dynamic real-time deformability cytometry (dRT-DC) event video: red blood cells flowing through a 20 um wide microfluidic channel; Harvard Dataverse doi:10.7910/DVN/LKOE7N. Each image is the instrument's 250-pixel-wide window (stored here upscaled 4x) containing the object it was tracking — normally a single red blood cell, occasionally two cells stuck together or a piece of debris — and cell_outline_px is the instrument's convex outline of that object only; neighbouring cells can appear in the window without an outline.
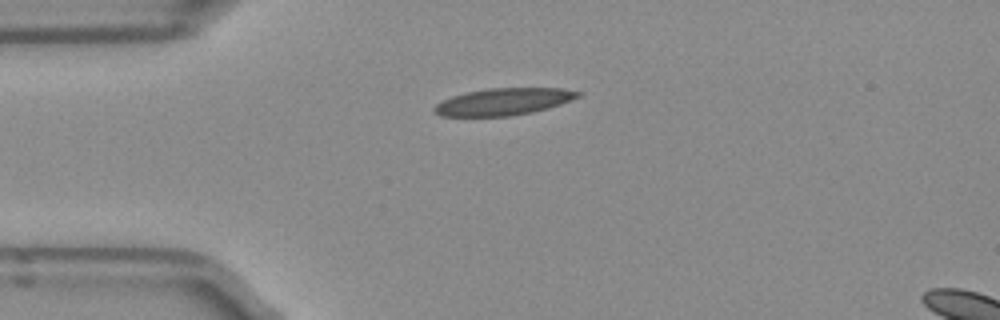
{"species": "Egyptian fruit bat (a non-hibernating species)", "species_latin": "Rousettus aegyptiacus", "temperature_condition": "room temperature", "stored_images_in_passage": 40, "camera_frame_rate_fps": 3000, "um_per_image_px": 0.085, "frame": {"image": 1, "passage_image": 1, "time_ms": 0.0, "image_size_px": [1000, 320], "cell_outline_px": [[576, 96], [556, 104], [524, 112], [500, 116], [448, 116], [436, 112], [436, 108], [440, 104], [456, 96], [472, 92], [504, 88], [552, 88], [576, 92]], "centroid_in_image_um": [42.74, 8.64], "position_along_channel_um": 42.3, "area_um2": 20.23}}
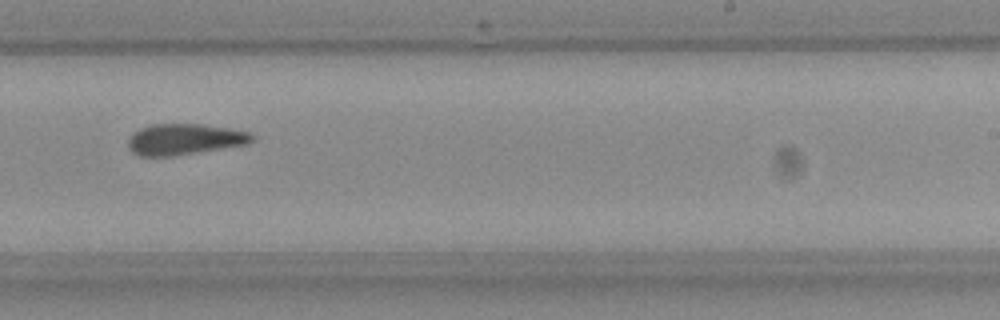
{"frame": {"image": 2, "passage_image": 20, "time_ms": 6.333, "image_size_px": [1000, 320], "cell_outline_px": [[248, 140], [232, 144], [180, 152], [136, 152], [132, 148], [132, 136], [148, 128], [208, 128], [240, 132], [248, 136]], "centroid_in_image_um": [15.6, 11.85], "position_along_channel_um": 273.4, "area_um2": 16.13}}
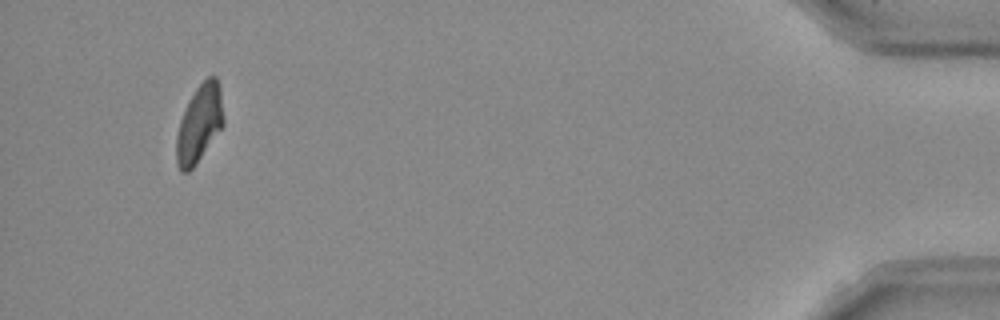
{"frame": {"image": 3, "passage_image": 37, "time_ms": 12.0, "image_size_px": [1000, 320], "cell_outline_px": [[220, 128], [192, 168], [184, 172], [180, 168], [176, 152], [176, 144], [180, 124], [184, 112], [192, 96], [200, 84], [208, 76], [212, 76], [216, 80], [220, 108]], "centroid_in_image_um": [16.88, 10.54], "position_along_channel_um": 418.3, "area_um2": 19.02}}